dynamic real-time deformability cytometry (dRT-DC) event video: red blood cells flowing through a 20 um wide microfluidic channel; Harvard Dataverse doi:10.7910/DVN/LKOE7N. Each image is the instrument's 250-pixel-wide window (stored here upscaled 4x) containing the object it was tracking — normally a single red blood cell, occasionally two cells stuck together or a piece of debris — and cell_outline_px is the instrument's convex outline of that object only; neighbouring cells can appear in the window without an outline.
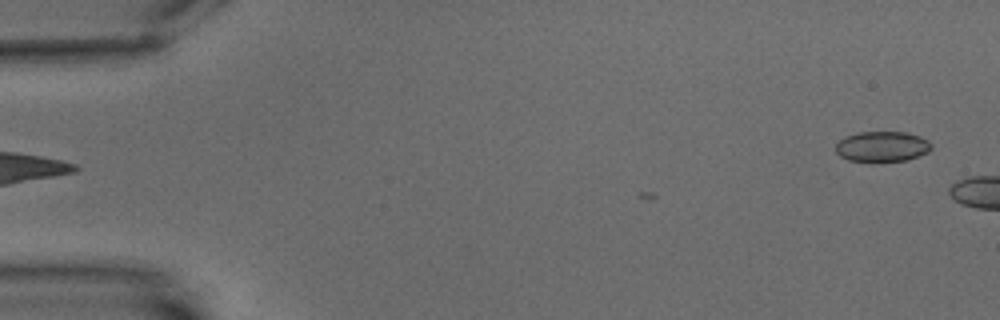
{"species": "common noctule bat (a hibernating species)", "species_latin": "Nyctalus noctula", "temperature_condition": "warm", "stored_images_in_passage": 2, "camera_frame_rate_fps": 3000, "um_per_image_px": 0.085, "animal": {"sex": "male", "body_mass_g": 15.6}, "frame": {"image": 1, "passage_image": 2, "time_ms": 1.333, "image_size_px": [1000, 320], "cell_outline_px": [[932, 148], [928, 152], [908, 160], [848, 160], [840, 156], [836, 152], [836, 144], [844, 136], [860, 132], [908, 132], [920, 136], [928, 140], [932, 144]], "centroid_in_image_um": [75.01, 12.43], "position_along_channel_um": 10.0, "area_um2": 16.76}}